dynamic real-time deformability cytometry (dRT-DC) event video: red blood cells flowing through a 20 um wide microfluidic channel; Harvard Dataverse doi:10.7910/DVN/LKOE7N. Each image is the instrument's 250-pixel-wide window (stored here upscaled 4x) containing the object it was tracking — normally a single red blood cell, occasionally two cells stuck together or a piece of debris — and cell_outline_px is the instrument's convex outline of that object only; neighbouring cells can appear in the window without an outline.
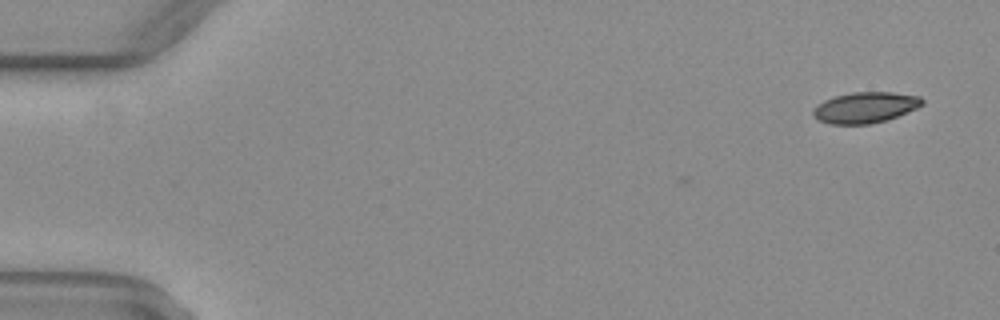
{"species": "common noctule bat (a hibernating species)", "species_latin": "Nyctalus noctula", "temperature_condition": "warm", "stored_images_in_passage": 45, "camera_frame_rate_fps": 3000, "um_per_image_px": 0.085, "animal": {"sex": "female", "body_mass_g": 29.2, "forearm_length_mm": 56.3}, "frame": {"image": 1, "passage_image": 1, "time_ms": 0.0, "image_size_px": [1000, 320], "cell_outline_px": [[924, 104], [916, 108], [888, 120], [872, 124], [832, 124], [820, 120], [812, 116], [812, 108], [816, 104], [824, 100], [836, 96], [852, 92], [892, 92], [920, 96], [924, 100]], "centroid_in_image_um": [73.54, 9.13], "position_along_channel_um": 11.5, "area_um2": 19.77}}
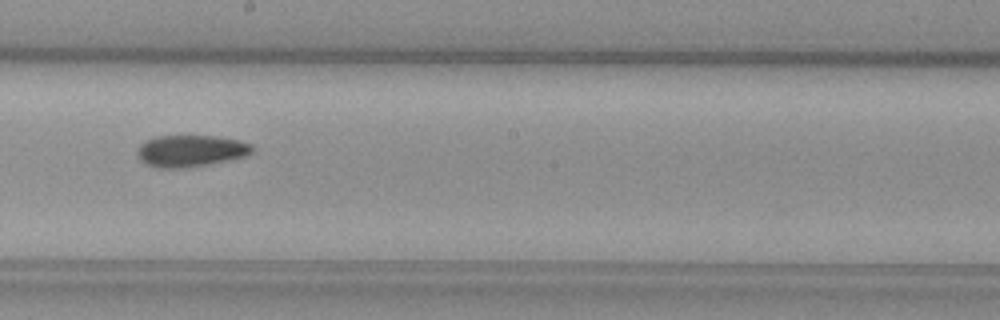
{"frame": {"image": 2, "passage_image": 28, "time_ms": 9.0, "image_size_px": [1000, 320], "cell_outline_px": [[252, 152], [244, 156], [228, 160], [208, 164], [180, 168], [160, 168], [144, 164], [136, 156], [136, 152], [140, 144], [156, 136], [216, 136], [236, 140], [252, 144]], "centroid_in_image_um": [16.15, 12.83], "position_along_channel_um": 232.1, "area_um2": 21.1}}
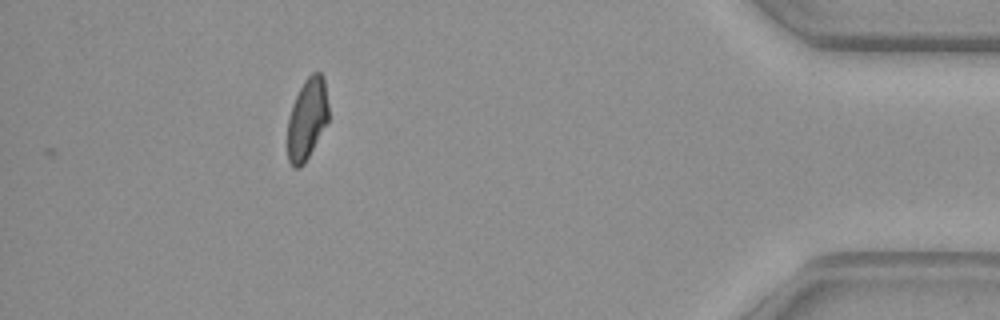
{"frame": {"image": 3, "passage_image": 45, "time_ms": 14.667, "image_size_px": [1000, 320], "cell_outline_px": [[328, 120], [304, 164], [300, 168], [292, 168], [288, 160], [288, 116], [292, 104], [304, 80], [312, 72], [320, 72], [324, 76], [328, 104]], "centroid_in_image_um": [26.09, 10.1], "position_along_channel_um": 409.1, "area_um2": 19.42}, "authors_computed_cell_mechanics": {"area_um2": 20.9236, "velocity_mm_per_s": 4.0706, "shape_relaxation_time_tau1_ms": null, "shape_relaxation_time_tau2_ms": 7.4137, "deformation_change_tau1": null, "deformation_change_tau2": 0.146}}